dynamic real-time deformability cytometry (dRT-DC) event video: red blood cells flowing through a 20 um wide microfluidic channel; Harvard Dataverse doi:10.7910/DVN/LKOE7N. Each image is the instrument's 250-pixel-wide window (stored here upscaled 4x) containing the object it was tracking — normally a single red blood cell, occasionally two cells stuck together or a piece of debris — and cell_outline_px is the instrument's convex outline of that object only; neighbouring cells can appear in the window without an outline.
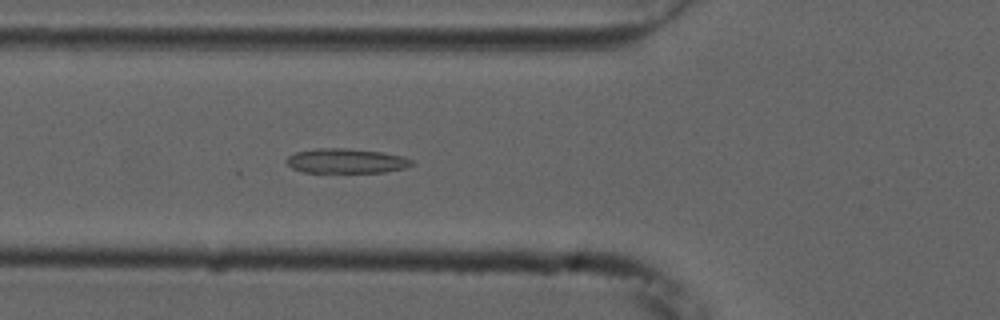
{"species": "common noctule bat (a hibernating species)", "species_latin": "Nyctalus noctula", "temperature_condition": "cold", "stored_images_in_passage": 55, "camera_frame_rate_fps": 3000, "um_per_image_px": 0.085, "animal": {"sex": "male", "forearm_length_mm": 52.5}, "frame": {"image": 1, "passage_image": 20, "time_ms": 6.333, "image_size_px": [1000, 320], "cell_outline_px": [[416, 164], [404, 168], [384, 172], [304, 172], [292, 168], [284, 160], [288, 156], [296, 152], [316, 148], [348, 148], [384, 152], [400, 156], [412, 160]], "centroid_in_image_um": [29.42, 13.67], "position_along_channel_um": 96.4, "area_um2": 18.03}}
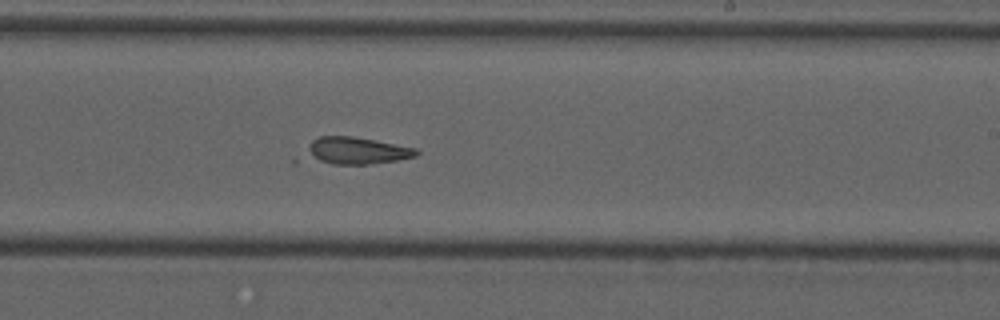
{"frame": {"image": 2, "passage_image": 33, "time_ms": 10.667, "image_size_px": [1000, 320], "cell_outline_px": [[420, 152], [416, 156], [396, 160], [368, 164], [292, 164], [292, 160], [312, 140], [320, 136], [352, 136], [376, 140], [416, 148]], "centroid_in_image_um": [29.88, 12.86], "position_along_channel_um": 259.1, "area_um2": 19.13}}
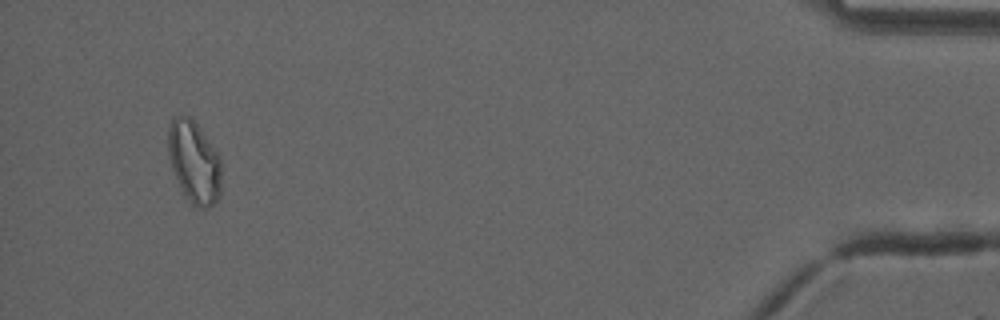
{"frame": {"image": 3, "passage_image": 52, "time_ms": 17.0, "image_size_px": [1000, 320], "cell_outline_px": [[220, 196], [208, 208], [196, 208], [184, 196], [176, 180], [168, 156], [168, 128], [172, 120], [176, 116], [188, 116], [200, 128], [220, 156]], "centroid_in_image_um": [16.49, 13.8], "position_along_channel_um": 418.7, "area_um2": 25.49}}